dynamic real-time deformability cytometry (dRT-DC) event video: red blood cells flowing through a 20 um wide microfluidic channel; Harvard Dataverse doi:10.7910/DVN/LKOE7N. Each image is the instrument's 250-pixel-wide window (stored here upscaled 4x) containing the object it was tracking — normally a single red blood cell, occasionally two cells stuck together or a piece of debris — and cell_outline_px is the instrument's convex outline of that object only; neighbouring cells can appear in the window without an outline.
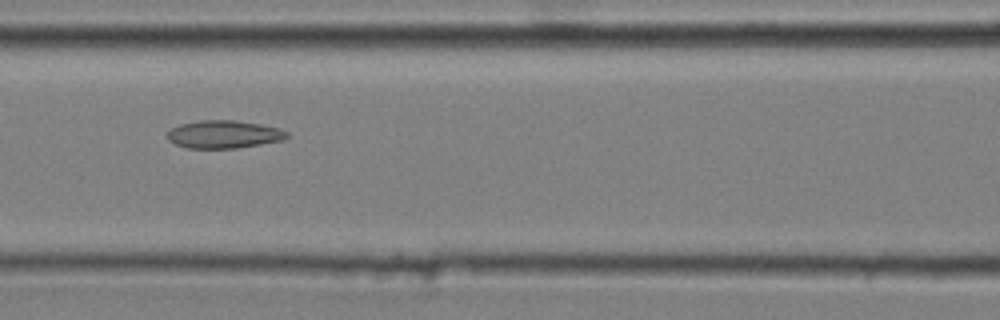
{"species": "common noctule bat (a hibernating species)", "species_latin": "Nyctalus noctula", "temperature_condition": "cold", "stored_images_in_passage": 8, "camera_frame_rate_fps": 3000, "um_per_image_px": 0.085, "animal": {"sex": "male", "body_mass_g": 20.4}, "frame": {"image": 1, "passage_image": 4, "time_ms": 1.0, "image_size_px": [1000, 320], "cell_outline_px": [[288, 136], [284, 140], [236, 148], [188, 148], [176, 144], [168, 140], [168, 132], [172, 128], [180, 124], [200, 120], [236, 120], [260, 124], [280, 128], [288, 132]], "centroid_in_image_um": [19.05, 11.41], "position_along_channel_um": 147.6, "area_um2": 19.36}}
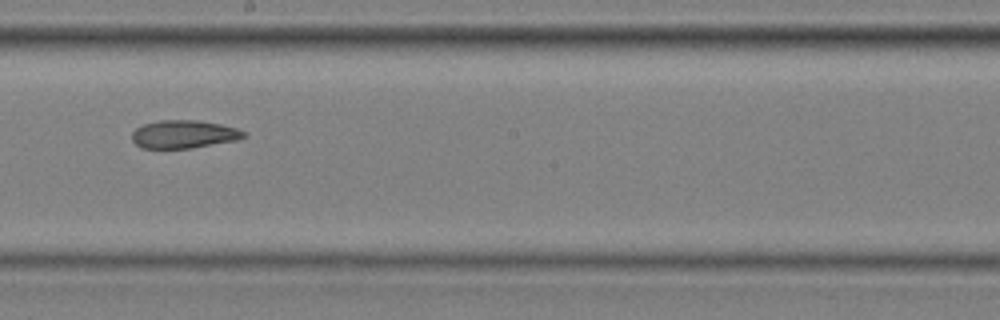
{"frame": {"image": 2, "passage_image": 6, "time_ms": 1.667, "image_size_px": [1000, 320], "cell_outline_px": [[248, 136], [236, 140], [192, 148], [140, 148], [132, 140], [132, 132], [136, 128], [144, 124], [160, 120], [196, 120], [220, 124], [236, 128], [244, 132]], "centroid_in_image_um": [15.61, 11.41], "position_along_channel_um": 232.6, "area_um2": 18.21}}
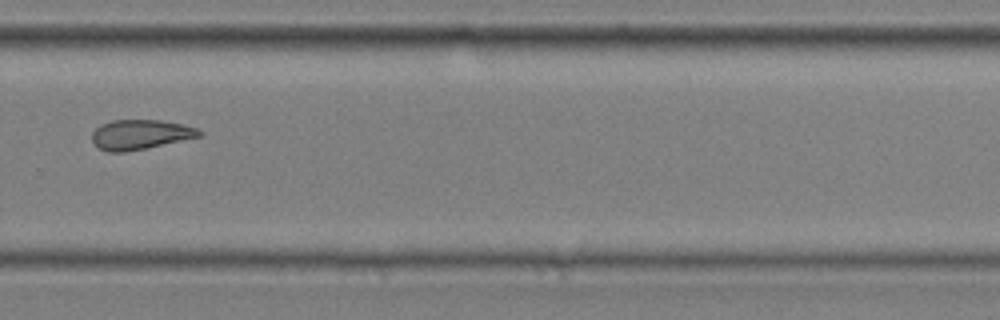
{"frame": {"image": 3, "passage_image": 8, "time_ms": 2.333, "image_size_px": [1000, 320], "cell_outline_px": [[204, 132], [200, 136], [144, 148], [124, 152], [108, 152], [100, 148], [92, 140], [92, 132], [100, 124], [112, 120], [160, 120], [184, 124], [196, 128]], "centroid_in_image_um": [11.91, 11.42], "position_along_channel_um": 317.9, "area_um2": 18.38}}